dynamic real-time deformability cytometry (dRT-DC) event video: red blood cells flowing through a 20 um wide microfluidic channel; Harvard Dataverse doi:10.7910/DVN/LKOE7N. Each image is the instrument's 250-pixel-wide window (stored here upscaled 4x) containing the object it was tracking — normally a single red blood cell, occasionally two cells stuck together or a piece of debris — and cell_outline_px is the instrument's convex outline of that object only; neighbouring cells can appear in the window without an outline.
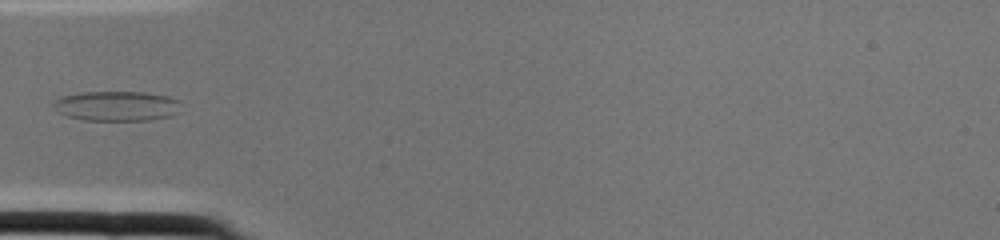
{"species": "common noctule bat (a hibernating species)", "species_latin": "Nyctalus noctula", "temperature_condition": "cold", "stored_images_in_passage": 2, "camera_frame_rate_fps": 3000, "um_per_image_px": 0.085, "animal": {"sex": "female", "body_mass_g": 22.0, "forearm_length_mm": 56.7}, "frame": {"image": 1, "passage_image": 2, "time_ms": 0.333, "image_size_px": [1000, 240], "cell_outline_px": [[180, 100], [176, 112], [172, 116], [148, 120], [84, 120], [68, 116], [60, 112], [52, 104], [60, 96], [80, 92], [144, 92], [168, 96]], "centroid_in_image_um": [9.92, 9.0], "position_along_channel_um": 75.1, "area_um2": 22.08}}